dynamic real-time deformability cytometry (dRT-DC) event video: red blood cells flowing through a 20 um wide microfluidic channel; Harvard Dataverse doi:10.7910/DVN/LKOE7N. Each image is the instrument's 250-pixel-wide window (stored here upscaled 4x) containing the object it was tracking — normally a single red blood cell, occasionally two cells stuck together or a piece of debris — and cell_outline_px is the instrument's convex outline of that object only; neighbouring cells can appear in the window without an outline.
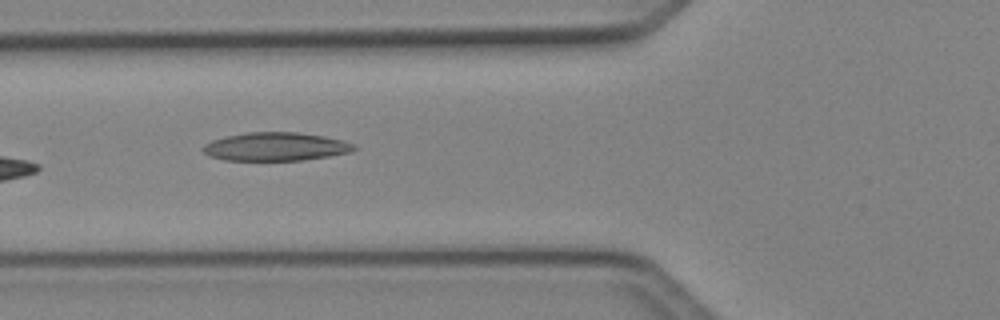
{"species": "Egyptian fruit bat (a non-hibernating species)", "species_latin": "Rousettus aegyptiacus", "temperature_condition": "cold", "stored_images_in_passage": 5, "camera_frame_rate_fps": 3000, "um_per_image_px": 0.085, "animal": {"sex": "female"}, "frame": {"image": 1, "passage_image": 5, "time_ms": 1.333, "image_size_px": [1000, 320], "cell_outline_px": [[360, 148], [352, 152], [328, 156], [300, 160], [224, 160], [208, 156], [200, 148], [204, 144], [212, 140], [224, 136], [248, 132], [296, 132], [324, 136], [344, 140], [356, 144]], "centroid_in_image_um": [23.45, 12.46], "position_along_channel_um": 102.4, "area_um2": 25.26}}